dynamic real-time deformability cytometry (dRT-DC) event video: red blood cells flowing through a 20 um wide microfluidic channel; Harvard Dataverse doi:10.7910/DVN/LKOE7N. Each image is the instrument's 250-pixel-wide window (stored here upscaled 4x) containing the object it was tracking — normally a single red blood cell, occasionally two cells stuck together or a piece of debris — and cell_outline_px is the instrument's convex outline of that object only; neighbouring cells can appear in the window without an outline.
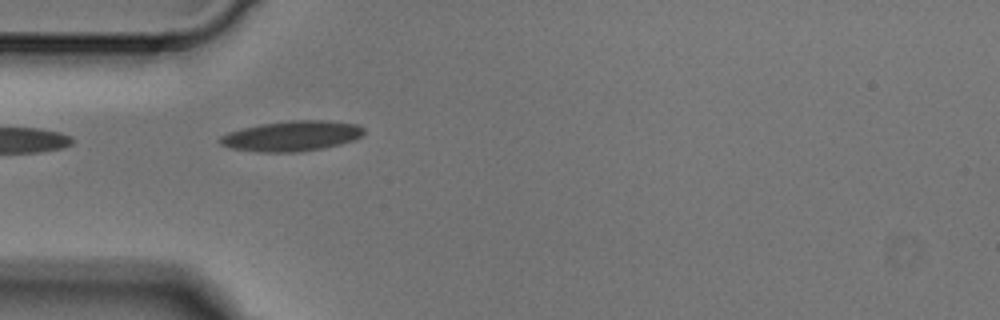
{"species": "Egyptian fruit bat (a non-hibernating species)", "species_latin": "Rousettus aegyptiacus", "temperature_condition": "cold", "stored_images_in_passage": 6, "camera_frame_rate_fps": 3000, "um_per_image_px": 0.085, "animal": {"sex": "male"}, "frame": {"image": 1, "passage_image": 4, "time_ms": 1.0, "image_size_px": [1000, 320], "cell_outline_px": [[364, 136], [356, 140], [324, 148], [300, 152], [260, 152], [232, 148], [220, 144], [216, 140], [220, 136], [228, 132], [260, 124], [288, 120], [328, 120], [356, 124], [364, 128]], "centroid_in_image_um": [24.83, 11.56], "position_along_channel_um": 60.2, "area_um2": 25.66}}
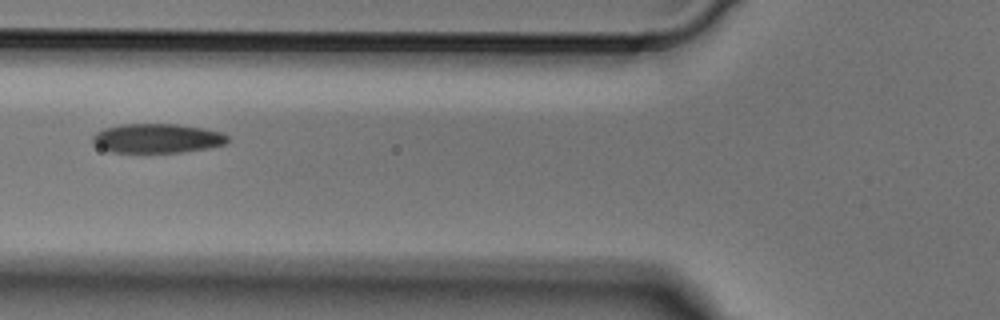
{"frame": {"image": 2, "passage_image": 5, "time_ms": 1.333, "image_size_px": [1000, 320], "cell_outline_px": [[232, 140], [228, 144], [208, 148], [180, 152], [112, 152], [100, 148], [92, 144], [92, 136], [96, 132], [104, 128], [120, 124], [176, 124], [204, 128], [220, 132], [228, 136]], "centroid_in_image_um": [13.37, 11.75], "position_along_channel_um": 112.4, "area_um2": 23.29}}
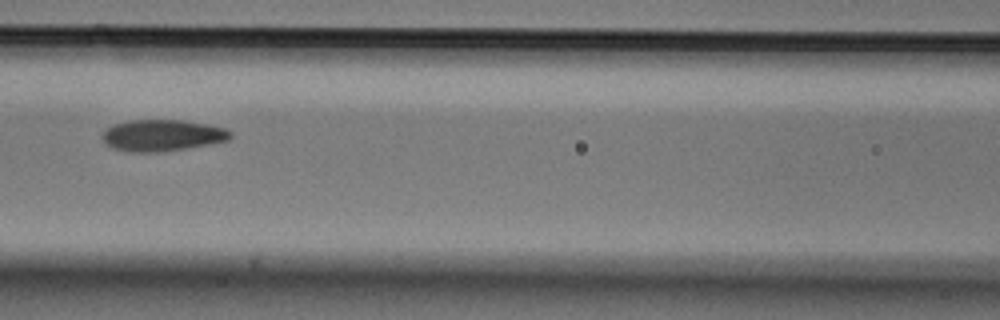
{"frame": {"image": 3, "passage_image": 6, "time_ms": 1.667, "image_size_px": [1000, 320], "cell_outline_px": [[232, 136], [228, 140], [208, 144], [164, 152], [128, 152], [112, 148], [100, 136], [104, 128], [112, 124], [128, 120], [184, 120], [208, 124], [224, 128], [232, 132]], "centroid_in_image_um": [13.75, 11.5], "position_along_channel_um": 152.9, "area_um2": 23.76}}